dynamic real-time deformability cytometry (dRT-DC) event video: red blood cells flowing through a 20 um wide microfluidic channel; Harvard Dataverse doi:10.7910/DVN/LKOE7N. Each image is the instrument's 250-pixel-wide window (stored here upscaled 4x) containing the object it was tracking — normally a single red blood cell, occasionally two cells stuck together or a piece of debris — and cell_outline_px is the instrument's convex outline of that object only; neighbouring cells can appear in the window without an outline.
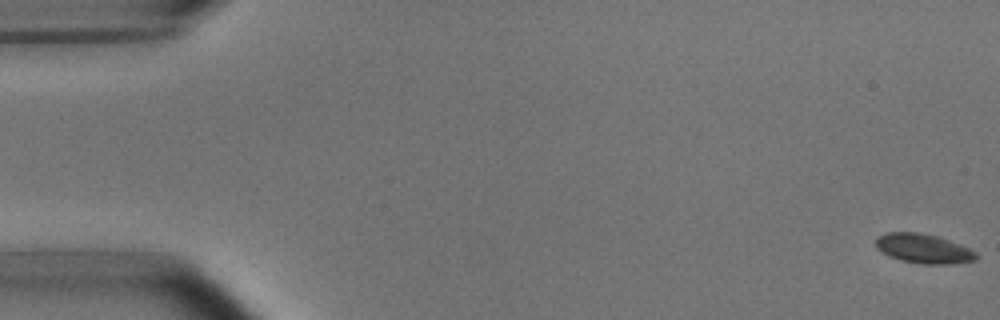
{"species": "common noctule bat (a hibernating species)", "species_latin": "Nyctalus noctula", "temperature_condition": "room temperature", "stored_images_in_passage": 5, "camera_frame_rate_fps": 3000, "um_per_image_px": 0.085, "animal": {"sex": "male", "body_mass_g": 15.6}, "frame": {"image": 1, "passage_image": 1, "time_ms": 0.0, "image_size_px": [1000, 320], "cell_outline_px": [[980, 256], [976, 260], [948, 264], [924, 264], [900, 260], [888, 256], [876, 248], [876, 236], [888, 232], [916, 232], [936, 236], [960, 244], [976, 252]], "centroid_in_image_um": [78.48, 21.13], "position_along_channel_um": 6.5, "area_um2": 17.22}}
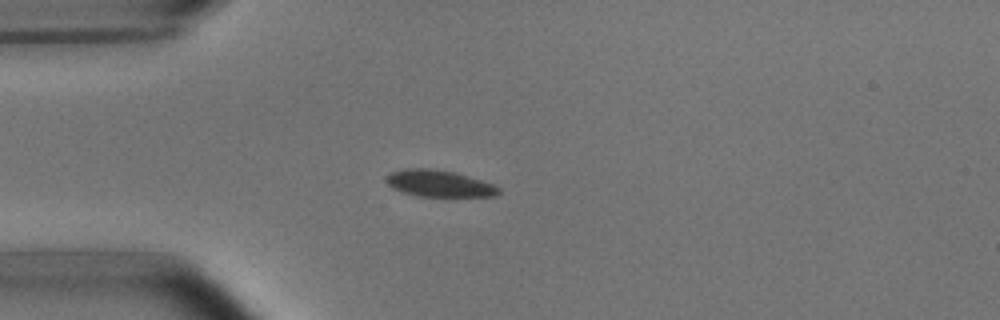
{"frame": {"image": 2, "passage_image": 5, "time_ms": 4.667, "image_size_px": [1000, 320], "cell_outline_px": [[500, 192], [496, 196], [416, 196], [392, 188], [388, 184], [388, 176], [392, 172], [404, 168], [428, 168], [456, 172], [492, 184], [500, 188]], "centroid_in_image_um": [37.34, 15.59], "position_along_channel_um": 47.7, "area_um2": 17.22}}